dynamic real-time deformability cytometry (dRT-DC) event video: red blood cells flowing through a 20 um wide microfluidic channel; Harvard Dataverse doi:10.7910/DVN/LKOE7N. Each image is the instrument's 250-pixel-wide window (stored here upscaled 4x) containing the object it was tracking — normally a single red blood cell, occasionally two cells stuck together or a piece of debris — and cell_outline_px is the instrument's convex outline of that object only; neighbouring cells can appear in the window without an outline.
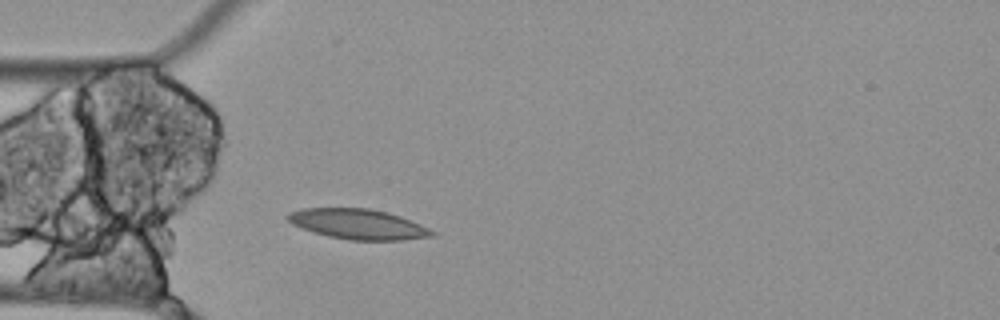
{"species": "Egyptian fruit bat (a non-hibernating species)", "species_latin": "Rousettus aegyptiacus", "temperature_condition": "cold", "stored_images_in_passage": 3, "camera_frame_rate_fps": 3000, "um_per_image_px": 0.085, "animal": {"sex": "female"}, "frame": {"image": 1, "passage_image": 3, "time_ms": 0.667, "image_size_px": [1000, 320], "cell_outline_px": [[436, 236], [404, 240], [348, 240], [328, 236], [312, 232], [300, 228], [292, 224], [284, 216], [288, 212], [300, 208], [368, 208], [388, 212], [400, 216], [420, 224], [436, 232]], "centroid_in_image_um": [30.41, 19.05], "position_along_channel_um": 54.6, "area_um2": 25.66}}